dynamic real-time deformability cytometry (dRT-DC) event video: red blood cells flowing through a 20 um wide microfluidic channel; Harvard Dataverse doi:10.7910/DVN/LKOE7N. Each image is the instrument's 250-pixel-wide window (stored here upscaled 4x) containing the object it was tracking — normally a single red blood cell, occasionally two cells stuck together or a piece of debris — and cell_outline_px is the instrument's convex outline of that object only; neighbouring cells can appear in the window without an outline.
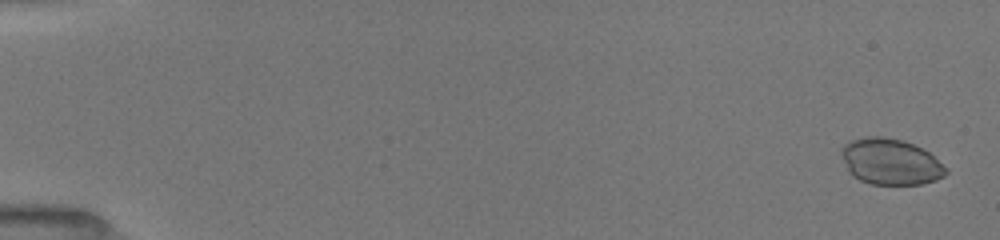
{"species": "common noctule bat (a hibernating species)", "species_latin": "Nyctalus noctula", "temperature_condition": "room temperature", "stored_images_in_passage": 10, "camera_frame_rate_fps": 3000, "um_per_image_px": 0.085, "animal": {"sex": "female", "body_mass_g": 19.5, "forearm_length_mm": 54.1}, "frame": {"image": 1, "passage_image": 2, "time_ms": 0.333, "image_size_px": [1000, 240], "cell_outline_px": [[948, 172], [944, 176], [936, 180], [920, 184], [872, 184], [860, 180], [852, 176], [848, 172], [840, 152], [840, 148], [848, 140], [864, 136], [880, 136], [904, 140], [928, 152], [948, 168]], "centroid_in_image_um": [75.66, 13.73], "position_along_channel_um": 9.3, "area_um2": 28.26}}
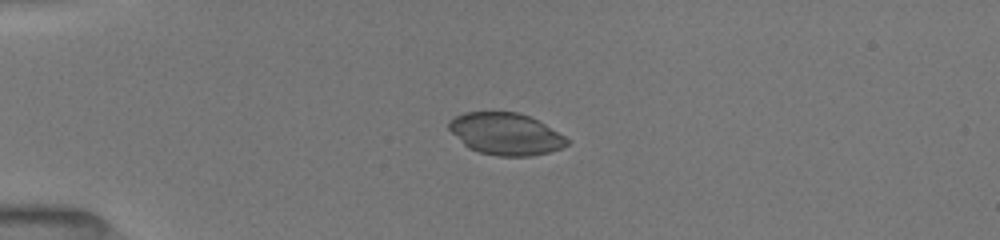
{"frame": {"image": 2, "passage_image": 9, "time_ms": 4.333, "image_size_px": [1000, 240], "cell_outline_px": [[572, 140], [568, 144], [560, 148], [548, 152], [532, 156], [496, 156], [480, 152], [468, 148], [448, 128], [448, 120], [464, 112], [516, 112], [528, 116], [544, 124]], "centroid_in_image_um": [42.98, 11.39], "position_along_channel_um": 42.0, "area_um2": 28.73}}